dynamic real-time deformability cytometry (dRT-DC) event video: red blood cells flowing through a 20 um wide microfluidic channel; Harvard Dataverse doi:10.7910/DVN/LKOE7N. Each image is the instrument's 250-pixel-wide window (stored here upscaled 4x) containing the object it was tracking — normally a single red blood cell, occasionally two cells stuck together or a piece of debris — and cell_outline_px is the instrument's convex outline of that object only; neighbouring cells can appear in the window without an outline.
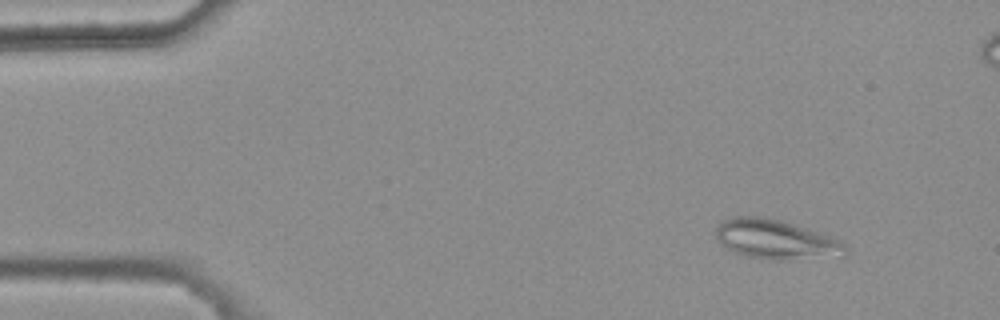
{"species": "common noctule bat (a hibernating species)", "species_latin": "Nyctalus noctula", "temperature_condition": "warm", "stored_images_in_passage": 6, "camera_frame_rate_fps": 3000, "um_per_image_px": 0.085, "animal": {"sex": "female", "body_mass_g": 25.1}, "frame": {"image": 1, "passage_image": 2, "time_ms": 0.333, "image_size_px": [1000, 320], "cell_outline_px": [[848, 252], [844, 256], [784, 260], [772, 260], [748, 256], [736, 252], [720, 244], [716, 240], [716, 228], [724, 220], [732, 216], [764, 216], [780, 220], [832, 236], [844, 240], [848, 248]], "centroid_in_image_um": [66.01, 20.35], "position_along_channel_um": 19.0, "area_um2": 30.11}}